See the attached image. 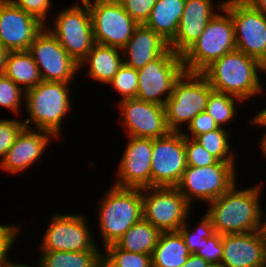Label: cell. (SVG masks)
I'll return each instance as SVG.
<instances>
[{
    "label": "cell",
    "instance_id": "4fadbf2b",
    "mask_svg": "<svg viewBox=\"0 0 266 267\" xmlns=\"http://www.w3.org/2000/svg\"><path fill=\"white\" fill-rule=\"evenodd\" d=\"M28 51L38 66L42 81L73 83L76 79L79 64L47 27L36 35Z\"/></svg>",
    "mask_w": 266,
    "mask_h": 267
},
{
    "label": "cell",
    "instance_id": "d590c367",
    "mask_svg": "<svg viewBox=\"0 0 266 267\" xmlns=\"http://www.w3.org/2000/svg\"><path fill=\"white\" fill-rule=\"evenodd\" d=\"M0 119V162L10 147L14 144L16 136L24 128L23 121L19 119Z\"/></svg>",
    "mask_w": 266,
    "mask_h": 267
},
{
    "label": "cell",
    "instance_id": "f907efd6",
    "mask_svg": "<svg viewBox=\"0 0 266 267\" xmlns=\"http://www.w3.org/2000/svg\"><path fill=\"white\" fill-rule=\"evenodd\" d=\"M208 267H222L221 265H210Z\"/></svg>",
    "mask_w": 266,
    "mask_h": 267
},
{
    "label": "cell",
    "instance_id": "f546056e",
    "mask_svg": "<svg viewBox=\"0 0 266 267\" xmlns=\"http://www.w3.org/2000/svg\"><path fill=\"white\" fill-rule=\"evenodd\" d=\"M195 140L218 161L237 162V155L231 145L233 140L231 139V132L227 128L219 127L197 136Z\"/></svg>",
    "mask_w": 266,
    "mask_h": 267
},
{
    "label": "cell",
    "instance_id": "7bdbcfd3",
    "mask_svg": "<svg viewBox=\"0 0 266 267\" xmlns=\"http://www.w3.org/2000/svg\"><path fill=\"white\" fill-rule=\"evenodd\" d=\"M10 51L7 50L1 43H0V75H3L5 72V65L8 53Z\"/></svg>",
    "mask_w": 266,
    "mask_h": 267
},
{
    "label": "cell",
    "instance_id": "cb8c5ba5",
    "mask_svg": "<svg viewBox=\"0 0 266 267\" xmlns=\"http://www.w3.org/2000/svg\"><path fill=\"white\" fill-rule=\"evenodd\" d=\"M186 0H157L144 23L168 43L175 37Z\"/></svg>",
    "mask_w": 266,
    "mask_h": 267
},
{
    "label": "cell",
    "instance_id": "d6986e66",
    "mask_svg": "<svg viewBox=\"0 0 266 267\" xmlns=\"http://www.w3.org/2000/svg\"><path fill=\"white\" fill-rule=\"evenodd\" d=\"M58 140L53 134L36 129L23 128L16 136L14 144L0 162V170L9 175L26 172L38 164L52 141Z\"/></svg>",
    "mask_w": 266,
    "mask_h": 267
},
{
    "label": "cell",
    "instance_id": "1f68e13d",
    "mask_svg": "<svg viewBox=\"0 0 266 267\" xmlns=\"http://www.w3.org/2000/svg\"><path fill=\"white\" fill-rule=\"evenodd\" d=\"M111 267H152V255L128 252L111 244L102 250Z\"/></svg>",
    "mask_w": 266,
    "mask_h": 267
},
{
    "label": "cell",
    "instance_id": "ffe728a7",
    "mask_svg": "<svg viewBox=\"0 0 266 267\" xmlns=\"http://www.w3.org/2000/svg\"><path fill=\"white\" fill-rule=\"evenodd\" d=\"M186 0L175 37L168 43L176 54L183 55L200 37L207 23L224 7L225 0Z\"/></svg>",
    "mask_w": 266,
    "mask_h": 267
},
{
    "label": "cell",
    "instance_id": "8fae6325",
    "mask_svg": "<svg viewBox=\"0 0 266 267\" xmlns=\"http://www.w3.org/2000/svg\"><path fill=\"white\" fill-rule=\"evenodd\" d=\"M91 14L94 41L123 49L139 25L118 0H85Z\"/></svg>",
    "mask_w": 266,
    "mask_h": 267
},
{
    "label": "cell",
    "instance_id": "9c48e42d",
    "mask_svg": "<svg viewBox=\"0 0 266 267\" xmlns=\"http://www.w3.org/2000/svg\"><path fill=\"white\" fill-rule=\"evenodd\" d=\"M88 221V222H87ZM83 213L53 212L40 241V251H102Z\"/></svg>",
    "mask_w": 266,
    "mask_h": 267
},
{
    "label": "cell",
    "instance_id": "e0dca14e",
    "mask_svg": "<svg viewBox=\"0 0 266 267\" xmlns=\"http://www.w3.org/2000/svg\"><path fill=\"white\" fill-rule=\"evenodd\" d=\"M127 137L112 185L139 189L151 187L153 139Z\"/></svg>",
    "mask_w": 266,
    "mask_h": 267
},
{
    "label": "cell",
    "instance_id": "b9f144b4",
    "mask_svg": "<svg viewBox=\"0 0 266 267\" xmlns=\"http://www.w3.org/2000/svg\"><path fill=\"white\" fill-rule=\"evenodd\" d=\"M249 124H251L252 126H256V127H263L266 129V121H250L249 118ZM259 141V147L260 151H261V155L264 156L263 158H266V130H264V133L262 134L261 138L258 140Z\"/></svg>",
    "mask_w": 266,
    "mask_h": 267
},
{
    "label": "cell",
    "instance_id": "30bf717a",
    "mask_svg": "<svg viewBox=\"0 0 266 267\" xmlns=\"http://www.w3.org/2000/svg\"><path fill=\"white\" fill-rule=\"evenodd\" d=\"M143 219L160 232H176L194 209L177 187L142 189Z\"/></svg>",
    "mask_w": 266,
    "mask_h": 267
},
{
    "label": "cell",
    "instance_id": "603a6c76",
    "mask_svg": "<svg viewBox=\"0 0 266 267\" xmlns=\"http://www.w3.org/2000/svg\"><path fill=\"white\" fill-rule=\"evenodd\" d=\"M123 64L121 49L95 43L79 63V71L86 69L90 80L108 85Z\"/></svg>",
    "mask_w": 266,
    "mask_h": 267
},
{
    "label": "cell",
    "instance_id": "9a60e30c",
    "mask_svg": "<svg viewBox=\"0 0 266 267\" xmlns=\"http://www.w3.org/2000/svg\"><path fill=\"white\" fill-rule=\"evenodd\" d=\"M151 187H176L187 168L185 137L170 131L153 139Z\"/></svg>",
    "mask_w": 266,
    "mask_h": 267
},
{
    "label": "cell",
    "instance_id": "bcb514c9",
    "mask_svg": "<svg viewBox=\"0 0 266 267\" xmlns=\"http://www.w3.org/2000/svg\"><path fill=\"white\" fill-rule=\"evenodd\" d=\"M91 267H111L108 260L101 255Z\"/></svg>",
    "mask_w": 266,
    "mask_h": 267
},
{
    "label": "cell",
    "instance_id": "e575fe53",
    "mask_svg": "<svg viewBox=\"0 0 266 267\" xmlns=\"http://www.w3.org/2000/svg\"><path fill=\"white\" fill-rule=\"evenodd\" d=\"M187 167H206L218 160L205 150L194 138L185 137Z\"/></svg>",
    "mask_w": 266,
    "mask_h": 267
},
{
    "label": "cell",
    "instance_id": "7c38bea8",
    "mask_svg": "<svg viewBox=\"0 0 266 267\" xmlns=\"http://www.w3.org/2000/svg\"><path fill=\"white\" fill-rule=\"evenodd\" d=\"M137 71L139 83L136 98L165 106L175 81L185 70L182 56L169 48L162 56Z\"/></svg>",
    "mask_w": 266,
    "mask_h": 267
},
{
    "label": "cell",
    "instance_id": "2e32d148",
    "mask_svg": "<svg viewBox=\"0 0 266 267\" xmlns=\"http://www.w3.org/2000/svg\"><path fill=\"white\" fill-rule=\"evenodd\" d=\"M119 119L126 136L156 139L170 130L166 122L165 107L137 98L117 101Z\"/></svg>",
    "mask_w": 266,
    "mask_h": 267
},
{
    "label": "cell",
    "instance_id": "d6a6232c",
    "mask_svg": "<svg viewBox=\"0 0 266 267\" xmlns=\"http://www.w3.org/2000/svg\"><path fill=\"white\" fill-rule=\"evenodd\" d=\"M138 83V71L123 64L107 86L110 85V88L119 94L118 101H121L136 98Z\"/></svg>",
    "mask_w": 266,
    "mask_h": 267
},
{
    "label": "cell",
    "instance_id": "ac0fdd59",
    "mask_svg": "<svg viewBox=\"0 0 266 267\" xmlns=\"http://www.w3.org/2000/svg\"><path fill=\"white\" fill-rule=\"evenodd\" d=\"M45 27L10 0H0V43L10 52L26 51Z\"/></svg>",
    "mask_w": 266,
    "mask_h": 267
},
{
    "label": "cell",
    "instance_id": "f6af8a7d",
    "mask_svg": "<svg viewBox=\"0 0 266 267\" xmlns=\"http://www.w3.org/2000/svg\"><path fill=\"white\" fill-rule=\"evenodd\" d=\"M250 121H266V108L257 111L255 115H252Z\"/></svg>",
    "mask_w": 266,
    "mask_h": 267
},
{
    "label": "cell",
    "instance_id": "5bb4252c",
    "mask_svg": "<svg viewBox=\"0 0 266 267\" xmlns=\"http://www.w3.org/2000/svg\"><path fill=\"white\" fill-rule=\"evenodd\" d=\"M234 24L236 50L260 60L266 55V17L246 0H225Z\"/></svg>",
    "mask_w": 266,
    "mask_h": 267
},
{
    "label": "cell",
    "instance_id": "7a4b0ae2",
    "mask_svg": "<svg viewBox=\"0 0 266 267\" xmlns=\"http://www.w3.org/2000/svg\"><path fill=\"white\" fill-rule=\"evenodd\" d=\"M72 84L41 81L25 92L24 108L28 116L22 120L24 128L46 131L62 140L64 118L73 110Z\"/></svg>",
    "mask_w": 266,
    "mask_h": 267
},
{
    "label": "cell",
    "instance_id": "7dc6e473",
    "mask_svg": "<svg viewBox=\"0 0 266 267\" xmlns=\"http://www.w3.org/2000/svg\"><path fill=\"white\" fill-rule=\"evenodd\" d=\"M38 265H33V266H30V265H26V264H21L20 262L18 263V261L17 262H15L14 260H10L4 267H42L41 265H40V263H37Z\"/></svg>",
    "mask_w": 266,
    "mask_h": 267
},
{
    "label": "cell",
    "instance_id": "6da1fadb",
    "mask_svg": "<svg viewBox=\"0 0 266 267\" xmlns=\"http://www.w3.org/2000/svg\"><path fill=\"white\" fill-rule=\"evenodd\" d=\"M235 183L219 198L207 204L205 213L221 235L261 231L266 208L261 205L264 180L240 189ZM239 188V189H238Z\"/></svg>",
    "mask_w": 266,
    "mask_h": 267
},
{
    "label": "cell",
    "instance_id": "ab89813d",
    "mask_svg": "<svg viewBox=\"0 0 266 267\" xmlns=\"http://www.w3.org/2000/svg\"><path fill=\"white\" fill-rule=\"evenodd\" d=\"M219 128L215 120L205 111L199 113L192 119L186 130L183 129L184 137L196 138L197 136L208 133Z\"/></svg>",
    "mask_w": 266,
    "mask_h": 267
},
{
    "label": "cell",
    "instance_id": "d4e9b609",
    "mask_svg": "<svg viewBox=\"0 0 266 267\" xmlns=\"http://www.w3.org/2000/svg\"><path fill=\"white\" fill-rule=\"evenodd\" d=\"M190 253L179 231L161 232L152 253V267H180Z\"/></svg>",
    "mask_w": 266,
    "mask_h": 267
},
{
    "label": "cell",
    "instance_id": "ba28073f",
    "mask_svg": "<svg viewBox=\"0 0 266 267\" xmlns=\"http://www.w3.org/2000/svg\"><path fill=\"white\" fill-rule=\"evenodd\" d=\"M57 13L55 18L50 19L53 22L45 27L79 64L95 44L88 3L85 0H78L69 8Z\"/></svg>",
    "mask_w": 266,
    "mask_h": 267
},
{
    "label": "cell",
    "instance_id": "52a82bcc",
    "mask_svg": "<svg viewBox=\"0 0 266 267\" xmlns=\"http://www.w3.org/2000/svg\"><path fill=\"white\" fill-rule=\"evenodd\" d=\"M237 162H220L206 167H187L176 186L193 207L194 201L210 203L238 181ZM237 175V176H236Z\"/></svg>",
    "mask_w": 266,
    "mask_h": 267
},
{
    "label": "cell",
    "instance_id": "836d02e7",
    "mask_svg": "<svg viewBox=\"0 0 266 267\" xmlns=\"http://www.w3.org/2000/svg\"><path fill=\"white\" fill-rule=\"evenodd\" d=\"M24 101L25 92L5 74L0 75V106L18 116L23 112Z\"/></svg>",
    "mask_w": 266,
    "mask_h": 267
},
{
    "label": "cell",
    "instance_id": "60d3db41",
    "mask_svg": "<svg viewBox=\"0 0 266 267\" xmlns=\"http://www.w3.org/2000/svg\"><path fill=\"white\" fill-rule=\"evenodd\" d=\"M211 264L208 263L201 256L196 254H190L187 261L180 267H208Z\"/></svg>",
    "mask_w": 266,
    "mask_h": 267
},
{
    "label": "cell",
    "instance_id": "5b68a950",
    "mask_svg": "<svg viewBox=\"0 0 266 267\" xmlns=\"http://www.w3.org/2000/svg\"><path fill=\"white\" fill-rule=\"evenodd\" d=\"M236 50L234 24L223 7L195 43L182 55L186 72L202 73L214 61Z\"/></svg>",
    "mask_w": 266,
    "mask_h": 267
},
{
    "label": "cell",
    "instance_id": "7402d4cb",
    "mask_svg": "<svg viewBox=\"0 0 266 267\" xmlns=\"http://www.w3.org/2000/svg\"><path fill=\"white\" fill-rule=\"evenodd\" d=\"M168 49V42L159 34L144 24H139L122 49L123 62L125 65L139 70L148 62L162 56Z\"/></svg>",
    "mask_w": 266,
    "mask_h": 267
},
{
    "label": "cell",
    "instance_id": "44dd1931",
    "mask_svg": "<svg viewBox=\"0 0 266 267\" xmlns=\"http://www.w3.org/2000/svg\"><path fill=\"white\" fill-rule=\"evenodd\" d=\"M222 267H266L261 231L222 235Z\"/></svg>",
    "mask_w": 266,
    "mask_h": 267
},
{
    "label": "cell",
    "instance_id": "484cf974",
    "mask_svg": "<svg viewBox=\"0 0 266 267\" xmlns=\"http://www.w3.org/2000/svg\"><path fill=\"white\" fill-rule=\"evenodd\" d=\"M4 74L24 92L34 88L42 81L38 66L28 50L9 52Z\"/></svg>",
    "mask_w": 266,
    "mask_h": 267
},
{
    "label": "cell",
    "instance_id": "3957f363",
    "mask_svg": "<svg viewBox=\"0 0 266 267\" xmlns=\"http://www.w3.org/2000/svg\"><path fill=\"white\" fill-rule=\"evenodd\" d=\"M202 74L213 90L238 97L244 103L266 90L260 80L259 61L238 50L214 61Z\"/></svg>",
    "mask_w": 266,
    "mask_h": 267
},
{
    "label": "cell",
    "instance_id": "277c9868",
    "mask_svg": "<svg viewBox=\"0 0 266 267\" xmlns=\"http://www.w3.org/2000/svg\"><path fill=\"white\" fill-rule=\"evenodd\" d=\"M96 212L102 250L115 244L125 232L143 218L142 189L110 185Z\"/></svg>",
    "mask_w": 266,
    "mask_h": 267
},
{
    "label": "cell",
    "instance_id": "4316f807",
    "mask_svg": "<svg viewBox=\"0 0 266 267\" xmlns=\"http://www.w3.org/2000/svg\"><path fill=\"white\" fill-rule=\"evenodd\" d=\"M161 232L143 218L130 227L115 243L120 249L152 255Z\"/></svg>",
    "mask_w": 266,
    "mask_h": 267
},
{
    "label": "cell",
    "instance_id": "8d00e7d4",
    "mask_svg": "<svg viewBox=\"0 0 266 267\" xmlns=\"http://www.w3.org/2000/svg\"><path fill=\"white\" fill-rule=\"evenodd\" d=\"M211 265H221L223 256L222 235L215 233L210 238H205L202 248L195 253Z\"/></svg>",
    "mask_w": 266,
    "mask_h": 267
},
{
    "label": "cell",
    "instance_id": "74e56055",
    "mask_svg": "<svg viewBox=\"0 0 266 267\" xmlns=\"http://www.w3.org/2000/svg\"><path fill=\"white\" fill-rule=\"evenodd\" d=\"M14 5L36 17L41 23L49 22V11L52 9L51 0H10Z\"/></svg>",
    "mask_w": 266,
    "mask_h": 267
},
{
    "label": "cell",
    "instance_id": "c3c4849f",
    "mask_svg": "<svg viewBox=\"0 0 266 267\" xmlns=\"http://www.w3.org/2000/svg\"><path fill=\"white\" fill-rule=\"evenodd\" d=\"M261 73H265L264 76L266 75V55L259 60V74Z\"/></svg>",
    "mask_w": 266,
    "mask_h": 267
},
{
    "label": "cell",
    "instance_id": "681fc988",
    "mask_svg": "<svg viewBox=\"0 0 266 267\" xmlns=\"http://www.w3.org/2000/svg\"><path fill=\"white\" fill-rule=\"evenodd\" d=\"M261 233L264 237V242H265V251H266V213L263 218L262 226H261Z\"/></svg>",
    "mask_w": 266,
    "mask_h": 267
},
{
    "label": "cell",
    "instance_id": "8992f818",
    "mask_svg": "<svg viewBox=\"0 0 266 267\" xmlns=\"http://www.w3.org/2000/svg\"><path fill=\"white\" fill-rule=\"evenodd\" d=\"M211 90L210 83L202 73L184 71L175 81L171 96L164 106L169 130L182 132L193 118L204 112Z\"/></svg>",
    "mask_w": 266,
    "mask_h": 267
},
{
    "label": "cell",
    "instance_id": "83f0119b",
    "mask_svg": "<svg viewBox=\"0 0 266 267\" xmlns=\"http://www.w3.org/2000/svg\"><path fill=\"white\" fill-rule=\"evenodd\" d=\"M241 103L242 105L245 104L238 97L212 89L208 97L205 112L215 120L219 127L226 128L227 126L230 127L229 125L232 124V121L238 119L237 108Z\"/></svg>",
    "mask_w": 266,
    "mask_h": 267
},
{
    "label": "cell",
    "instance_id": "ee69618b",
    "mask_svg": "<svg viewBox=\"0 0 266 267\" xmlns=\"http://www.w3.org/2000/svg\"><path fill=\"white\" fill-rule=\"evenodd\" d=\"M246 1L266 17V0H246Z\"/></svg>",
    "mask_w": 266,
    "mask_h": 267
},
{
    "label": "cell",
    "instance_id": "f35d334b",
    "mask_svg": "<svg viewBox=\"0 0 266 267\" xmlns=\"http://www.w3.org/2000/svg\"><path fill=\"white\" fill-rule=\"evenodd\" d=\"M123 9L138 23L144 24L149 18L157 0H118Z\"/></svg>",
    "mask_w": 266,
    "mask_h": 267
},
{
    "label": "cell",
    "instance_id": "4dcf8cb0",
    "mask_svg": "<svg viewBox=\"0 0 266 267\" xmlns=\"http://www.w3.org/2000/svg\"><path fill=\"white\" fill-rule=\"evenodd\" d=\"M203 213V217H200L198 225L195 226L196 228H190L189 217L192 216L191 213L188 215L186 223L179 228V232L183 236L190 254H195L197 250L202 248L205 238H210L216 233L211 218L205 212Z\"/></svg>",
    "mask_w": 266,
    "mask_h": 267
},
{
    "label": "cell",
    "instance_id": "f1b7e54d",
    "mask_svg": "<svg viewBox=\"0 0 266 267\" xmlns=\"http://www.w3.org/2000/svg\"><path fill=\"white\" fill-rule=\"evenodd\" d=\"M102 251H40L38 262L42 267H91Z\"/></svg>",
    "mask_w": 266,
    "mask_h": 267
}]
</instances>
